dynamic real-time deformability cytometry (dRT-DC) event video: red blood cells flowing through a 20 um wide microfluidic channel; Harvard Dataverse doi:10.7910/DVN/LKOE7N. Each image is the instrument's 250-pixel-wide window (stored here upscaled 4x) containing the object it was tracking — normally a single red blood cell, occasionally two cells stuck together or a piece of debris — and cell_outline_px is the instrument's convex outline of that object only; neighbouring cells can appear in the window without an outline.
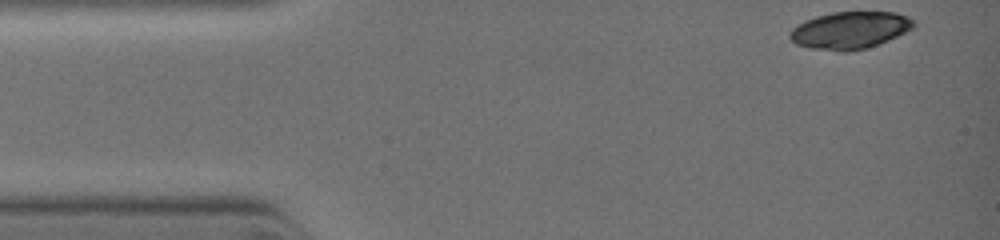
{"species": "common noctule bat (a hibernating species)", "species_latin": "Nyctalus noctula", "temperature_condition": "warm", "stored_images_in_passage": 3, "camera_frame_rate_fps": 3000, "um_per_image_px": 0.085, "animal": {"sex": "female", "body_mass_g": 19.0, "forearm_length_mm": 51.5}, "frame": {"image": 1, "passage_image": 1, "time_ms": 0.0, "image_size_px": [1000, 240], "cell_outline_px": [[916, 24], [912, 28], [888, 40], [864, 48], [848, 52], [840, 52], [808, 48], [796, 44], [788, 36], [788, 32], [792, 28], [816, 16], [832, 12], [896, 12], [908, 16], [916, 20]], "centroid_in_image_um": [72.24, 2.57], "position_along_channel_um": 12.8, "area_um2": 26.82}}